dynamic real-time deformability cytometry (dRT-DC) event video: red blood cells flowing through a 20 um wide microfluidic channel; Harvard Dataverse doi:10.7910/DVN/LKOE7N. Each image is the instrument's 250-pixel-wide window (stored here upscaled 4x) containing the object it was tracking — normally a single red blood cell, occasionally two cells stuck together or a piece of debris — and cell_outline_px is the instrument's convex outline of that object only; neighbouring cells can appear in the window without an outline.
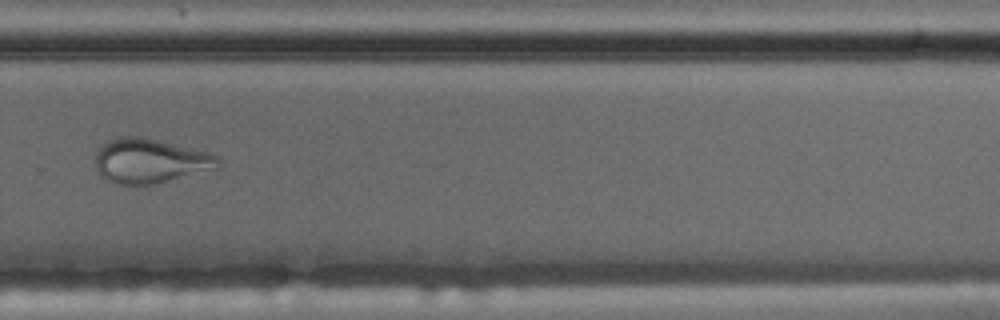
{"species": "common noctule bat (a hibernating species)", "species_latin": "Nyctalus noctula", "temperature_condition": "cold", "stored_images_in_passage": 15, "camera_frame_rate_fps": 3000, "um_per_image_px": 0.085, "animal": {"sex": "male", "body_mass_g": 17.5, "forearm_length_mm": 52.3}, "frame": {"image": 1, "passage_image": 11, "time_ms": 12.333, "image_size_px": [1000, 320], "cell_outline_px": [[220, 168], [156, 184], [116, 184], [104, 180], [100, 176], [96, 168], [96, 152], [108, 140], [120, 136], [140, 136], [208, 152], [216, 156], [220, 160]], "centroid_in_image_um": [12.75, 13.69], "position_along_channel_um": 317.0, "area_um2": 31.96}, "authors_computed_cell_mechanics": {"area_um2": 28.8422, "velocity_mm_per_s": 3.516, "shape_relaxation_time_tau1_ms": null, "shape_relaxation_time_tau2_ms": 1.387, "deformation_change_tau1": null, "deformation_change_tau2": 0.0863}}